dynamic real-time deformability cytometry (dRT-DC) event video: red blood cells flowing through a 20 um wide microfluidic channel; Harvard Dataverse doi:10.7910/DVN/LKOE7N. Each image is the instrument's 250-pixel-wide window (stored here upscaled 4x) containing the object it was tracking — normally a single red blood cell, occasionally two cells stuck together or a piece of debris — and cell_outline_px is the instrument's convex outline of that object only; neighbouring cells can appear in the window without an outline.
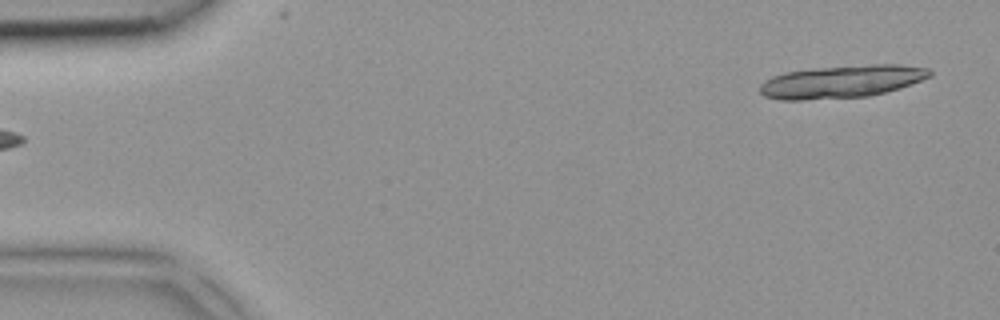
{"species": "common noctule bat (a hibernating species)", "species_latin": "Nyctalus noctula", "temperature_condition": "room temperature", "stored_images_in_passage": 2, "segment_of_instrument_passage": [2, 2], "camera_frame_rate_fps": 3000, "um_per_image_px": 0.085, "animal": {"sex": "female", "body_mass_g": 18.4}, "frame": {"image": 1, "passage_image": 2, "time_ms": 0.333, "image_size_px": [1000, 320], "cell_outline_px": [[932, 76], [900, 88], [868, 96], [804, 100], [780, 100], [764, 96], [760, 92], [760, 84], [764, 80], [772, 76], [788, 72], [812, 68], [872, 64], [900, 64], [928, 68], [932, 72]], "centroid_in_image_um": [71.54, 6.93], "position_along_channel_um": 13.5, "area_um2": 32.43}}